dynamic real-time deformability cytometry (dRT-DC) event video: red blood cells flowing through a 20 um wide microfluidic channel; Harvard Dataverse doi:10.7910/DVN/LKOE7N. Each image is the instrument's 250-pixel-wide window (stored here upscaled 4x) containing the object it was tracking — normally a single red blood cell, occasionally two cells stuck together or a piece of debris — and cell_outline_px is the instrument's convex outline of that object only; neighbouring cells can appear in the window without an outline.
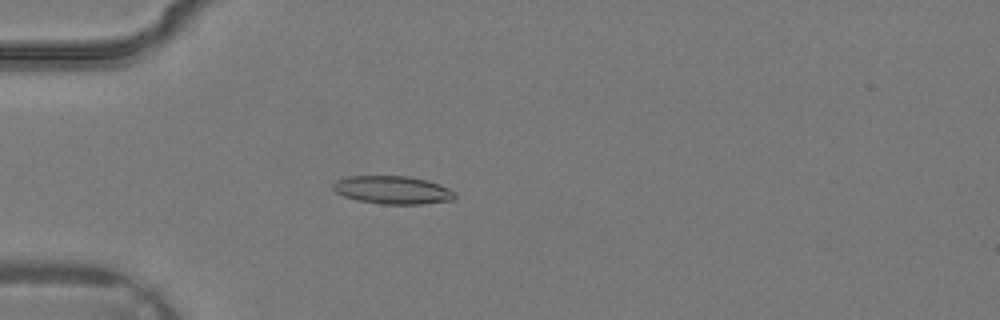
{"species": "common noctule bat (a hibernating species)", "species_latin": "Nyctalus noctula", "temperature_condition": "warm", "stored_images_in_passage": 5, "camera_frame_rate_fps": 3000, "um_per_image_px": 0.085, "animal": {"sex": "male", "body_mass_g": 19.2, "forearm_length_mm": 51.8}, "frame": {"image": 1, "passage_image": 5, "time_ms": 1.333, "image_size_px": [1000, 320], "cell_outline_px": [[456, 196], [452, 200], [420, 204], [380, 204], [360, 200], [344, 196], [336, 192], [332, 188], [332, 184], [336, 180], [348, 176], [408, 176], [428, 180], [440, 184], [456, 192]], "centroid_in_image_um": [33.39, 16.14], "position_along_channel_um": 51.6, "area_um2": 19.94}}